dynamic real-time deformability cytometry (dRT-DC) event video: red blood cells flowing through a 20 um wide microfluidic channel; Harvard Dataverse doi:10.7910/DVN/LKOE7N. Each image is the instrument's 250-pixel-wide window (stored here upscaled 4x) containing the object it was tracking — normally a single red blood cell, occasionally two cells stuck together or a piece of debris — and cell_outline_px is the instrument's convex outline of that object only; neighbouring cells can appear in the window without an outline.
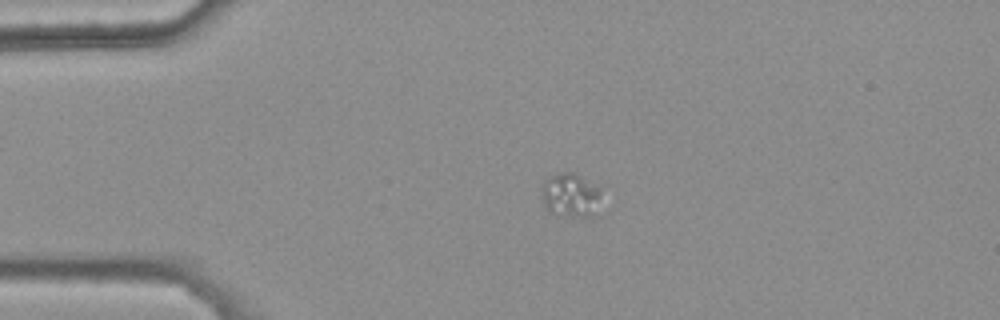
{"species": "common noctule bat (a hibernating species)", "species_latin": "Nyctalus noctula", "temperature_condition": "warm", "stored_images_in_passage": 48, "camera_frame_rate_fps": 3000, "um_per_image_px": 0.085, "animal": {"sex": "female", "body_mass_g": 25.1}, "frame": {"image": 1, "passage_image": 13, "time_ms": 4.0, "image_size_px": [1000, 320], "cell_outline_px": [[600, 192], [588, 216], [572, 216], [552, 212], [544, 208], [544, 180], [548, 176], [556, 172], [572, 172], [600, 188]], "centroid_in_image_um": [48.41, 16.52], "position_along_channel_um": 36.6, "area_um2": 14.22}}